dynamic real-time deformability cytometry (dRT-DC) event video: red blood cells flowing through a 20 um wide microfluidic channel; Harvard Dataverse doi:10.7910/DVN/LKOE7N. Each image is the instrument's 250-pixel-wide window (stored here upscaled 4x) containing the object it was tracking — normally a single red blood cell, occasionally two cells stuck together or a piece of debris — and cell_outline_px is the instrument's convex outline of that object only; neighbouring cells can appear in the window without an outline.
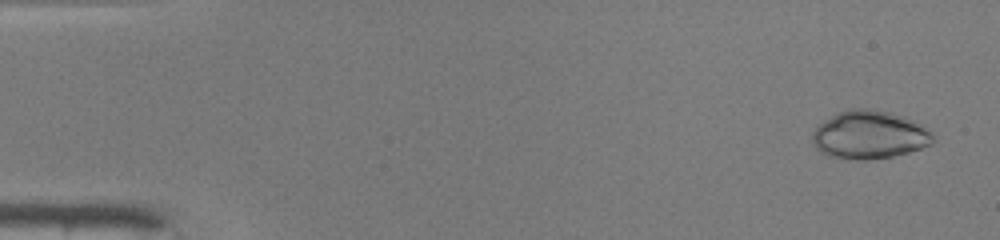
{"species": "common noctule bat (a hibernating species)", "species_latin": "Nyctalus noctula", "temperature_condition": "warm", "stored_images_in_passage": 8, "camera_frame_rate_fps": 3000, "um_per_image_px": 0.085, "animal": {"sex": "male", "body_mass_g": 19.0, "forearm_length_mm": 50.8}, "frame": {"image": 1, "passage_image": 2, "time_ms": 0.333, "image_size_px": [1000, 240], "cell_outline_px": [[936, 140], [932, 144], [908, 152], [892, 156], [868, 160], [856, 160], [828, 156], [820, 152], [816, 148], [812, 140], [812, 132], [824, 120], [848, 108], [872, 108], [888, 112], [912, 120], [920, 124], [932, 132], [936, 136]], "centroid_in_image_um": [73.9, 11.47], "position_along_channel_um": 11.1, "area_um2": 33.93}}